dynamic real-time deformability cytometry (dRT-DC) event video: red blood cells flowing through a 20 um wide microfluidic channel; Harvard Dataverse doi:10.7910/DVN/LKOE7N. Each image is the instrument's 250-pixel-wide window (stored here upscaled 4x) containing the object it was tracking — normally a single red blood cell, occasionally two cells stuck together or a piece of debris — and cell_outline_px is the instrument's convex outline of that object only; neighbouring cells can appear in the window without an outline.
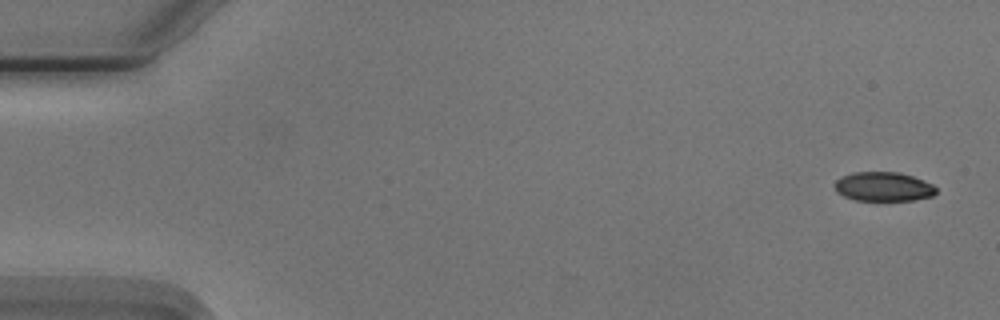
{"species": "Egyptian fruit bat (a non-hibernating species)", "species_latin": "Rousettus aegyptiacus", "temperature_condition": "cold", "stored_images_in_passage": 53, "camera_frame_rate_fps": 3000, "um_per_image_px": 0.085, "animal": {"sex": "male"}, "frame": {"image": 1, "passage_image": 1, "time_ms": 0.0, "image_size_px": [1000, 320], "cell_outline_px": [[936, 192], [932, 196], [912, 200], [856, 200], [844, 196], [836, 192], [836, 180], [852, 172], [900, 172], [924, 180], [932, 184], [936, 188]], "centroid_in_image_um": [75.11, 15.86], "position_along_channel_um": 9.9, "area_um2": 17.11}}
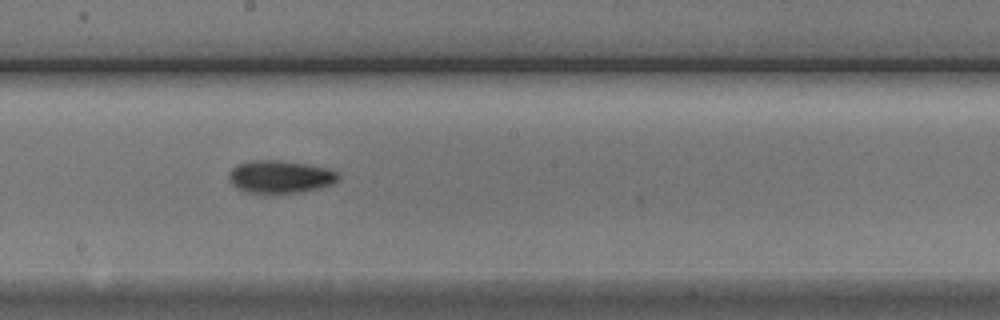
{"frame": {"image": 2, "passage_image": 29, "time_ms": 9.333, "image_size_px": [1000, 320], "cell_outline_px": [[340, 176], [332, 184], [320, 188], [300, 192], [244, 192], [236, 188], [228, 180], [228, 172], [236, 164], [248, 160], [280, 160], [328, 168], [340, 172]], "centroid_in_image_um": [23.78, 15.01], "position_along_channel_um": 224.4, "area_um2": 20.92}}
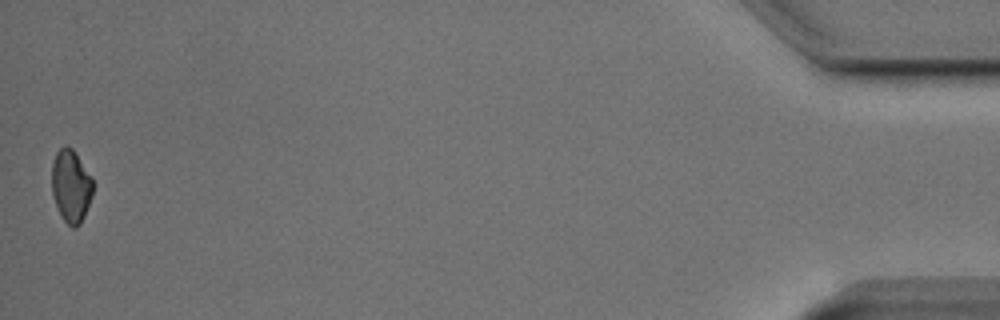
{"frame": {"image": 3, "passage_image": 53, "time_ms": 17.333, "image_size_px": [1000, 320], "cell_outline_px": [[92, 196], [84, 216], [80, 224], [76, 228], [72, 228], [64, 220], [56, 204], [52, 192], [52, 164], [56, 152], [60, 148], [72, 148], [92, 176]], "centroid_in_image_um": [6.04, 15.83], "position_along_channel_um": 429.2, "area_um2": 17.17}, "authors_computed_cell_mechanics": {"area_um2": 18.9584, "velocity_mm_per_s": 3.7539, "shape_relaxation_time_tau1_ms": 5.0985, "shape_relaxation_time_tau2_ms": null, "deformation_change_tau1": 0.1132, "deformation_change_tau2": null}}